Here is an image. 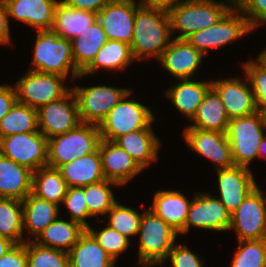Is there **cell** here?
<instances>
[{
	"instance_id": "obj_37",
	"label": "cell",
	"mask_w": 266,
	"mask_h": 267,
	"mask_svg": "<svg viewBox=\"0 0 266 267\" xmlns=\"http://www.w3.org/2000/svg\"><path fill=\"white\" fill-rule=\"evenodd\" d=\"M111 185L119 186L117 183L105 179L84 187L87 210L92 217L106 216L107 212L117 202L113 191L110 189Z\"/></svg>"
},
{
	"instance_id": "obj_38",
	"label": "cell",
	"mask_w": 266,
	"mask_h": 267,
	"mask_svg": "<svg viewBox=\"0 0 266 267\" xmlns=\"http://www.w3.org/2000/svg\"><path fill=\"white\" fill-rule=\"evenodd\" d=\"M25 246L27 267H70L65 251L42 246L34 240L25 241Z\"/></svg>"
},
{
	"instance_id": "obj_53",
	"label": "cell",
	"mask_w": 266,
	"mask_h": 267,
	"mask_svg": "<svg viewBox=\"0 0 266 267\" xmlns=\"http://www.w3.org/2000/svg\"><path fill=\"white\" fill-rule=\"evenodd\" d=\"M257 59L265 66L266 68V48L263 49L259 55L257 56Z\"/></svg>"
},
{
	"instance_id": "obj_24",
	"label": "cell",
	"mask_w": 266,
	"mask_h": 267,
	"mask_svg": "<svg viewBox=\"0 0 266 267\" xmlns=\"http://www.w3.org/2000/svg\"><path fill=\"white\" fill-rule=\"evenodd\" d=\"M96 20V13L72 8L60 0L55 8L51 31L61 38L72 41L79 35L85 36L89 26Z\"/></svg>"
},
{
	"instance_id": "obj_30",
	"label": "cell",
	"mask_w": 266,
	"mask_h": 267,
	"mask_svg": "<svg viewBox=\"0 0 266 267\" xmlns=\"http://www.w3.org/2000/svg\"><path fill=\"white\" fill-rule=\"evenodd\" d=\"M23 226L35 240L38 235L58 218L60 205L41 199L32 192L23 200Z\"/></svg>"
},
{
	"instance_id": "obj_41",
	"label": "cell",
	"mask_w": 266,
	"mask_h": 267,
	"mask_svg": "<svg viewBox=\"0 0 266 267\" xmlns=\"http://www.w3.org/2000/svg\"><path fill=\"white\" fill-rule=\"evenodd\" d=\"M245 76L251 85L254 101L258 110L266 109V68L256 58L243 63Z\"/></svg>"
},
{
	"instance_id": "obj_36",
	"label": "cell",
	"mask_w": 266,
	"mask_h": 267,
	"mask_svg": "<svg viewBox=\"0 0 266 267\" xmlns=\"http://www.w3.org/2000/svg\"><path fill=\"white\" fill-rule=\"evenodd\" d=\"M39 131L37 109L18 101L0 121V139L2 137Z\"/></svg>"
},
{
	"instance_id": "obj_22",
	"label": "cell",
	"mask_w": 266,
	"mask_h": 267,
	"mask_svg": "<svg viewBox=\"0 0 266 267\" xmlns=\"http://www.w3.org/2000/svg\"><path fill=\"white\" fill-rule=\"evenodd\" d=\"M156 136L151 123L145 129L121 135L113 142L123 148L137 165L142 170H145V168L158 160L161 141Z\"/></svg>"
},
{
	"instance_id": "obj_4",
	"label": "cell",
	"mask_w": 266,
	"mask_h": 267,
	"mask_svg": "<svg viewBox=\"0 0 266 267\" xmlns=\"http://www.w3.org/2000/svg\"><path fill=\"white\" fill-rule=\"evenodd\" d=\"M34 48L31 71L56 74L65 78L71 76L72 80L81 74L74 63L70 40L57 36L51 30L37 31Z\"/></svg>"
},
{
	"instance_id": "obj_51",
	"label": "cell",
	"mask_w": 266,
	"mask_h": 267,
	"mask_svg": "<svg viewBox=\"0 0 266 267\" xmlns=\"http://www.w3.org/2000/svg\"><path fill=\"white\" fill-rule=\"evenodd\" d=\"M15 243L7 238L0 237V257L10 250Z\"/></svg>"
},
{
	"instance_id": "obj_32",
	"label": "cell",
	"mask_w": 266,
	"mask_h": 267,
	"mask_svg": "<svg viewBox=\"0 0 266 267\" xmlns=\"http://www.w3.org/2000/svg\"><path fill=\"white\" fill-rule=\"evenodd\" d=\"M70 267H115L116 262L86 230L68 252Z\"/></svg>"
},
{
	"instance_id": "obj_13",
	"label": "cell",
	"mask_w": 266,
	"mask_h": 267,
	"mask_svg": "<svg viewBox=\"0 0 266 267\" xmlns=\"http://www.w3.org/2000/svg\"><path fill=\"white\" fill-rule=\"evenodd\" d=\"M39 131L47 138L73 130L80 123L78 103L72 89L60 99L37 109Z\"/></svg>"
},
{
	"instance_id": "obj_7",
	"label": "cell",
	"mask_w": 266,
	"mask_h": 267,
	"mask_svg": "<svg viewBox=\"0 0 266 267\" xmlns=\"http://www.w3.org/2000/svg\"><path fill=\"white\" fill-rule=\"evenodd\" d=\"M132 92H128L99 125L101 139L114 141L121 135L145 129L154 122L155 116L150 108L129 99Z\"/></svg>"
},
{
	"instance_id": "obj_14",
	"label": "cell",
	"mask_w": 266,
	"mask_h": 267,
	"mask_svg": "<svg viewBox=\"0 0 266 267\" xmlns=\"http://www.w3.org/2000/svg\"><path fill=\"white\" fill-rule=\"evenodd\" d=\"M183 138L187 146L198 155L210 160L216 170L234 166L230 142L226 133L185 127Z\"/></svg>"
},
{
	"instance_id": "obj_26",
	"label": "cell",
	"mask_w": 266,
	"mask_h": 267,
	"mask_svg": "<svg viewBox=\"0 0 266 267\" xmlns=\"http://www.w3.org/2000/svg\"><path fill=\"white\" fill-rule=\"evenodd\" d=\"M33 172L0 153V197L23 200L32 192Z\"/></svg>"
},
{
	"instance_id": "obj_49",
	"label": "cell",
	"mask_w": 266,
	"mask_h": 267,
	"mask_svg": "<svg viewBox=\"0 0 266 267\" xmlns=\"http://www.w3.org/2000/svg\"><path fill=\"white\" fill-rule=\"evenodd\" d=\"M9 17L5 0H0V45L11 44Z\"/></svg>"
},
{
	"instance_id": "obj_16",
	"label": "cell",
	"mask_w": 266,
	"mask_h": 267,
	"mask_svg": "<svg viewBox=\"0 0 266 267\" xmlns=\"http://www.w3.org/2000/svg\"><path fill=\"white\" fill-rule=\"evenodd\" d=\"M140 0H113L98 13L97 19L108 40H118L131 45L134 36L136 7Z\"/></svg>"
},
{
	"instance_id": "obj_48",
	"label": "cell",
	"mask_w": 266,
	"mask_h": 267,
	"mask_svg": "<svg viewBox=\"0 0 266 267\" xmlns=\"http://www.w3.org/2000/svg\"><path fill=\"white\" fill-rule=\"evenodd\" d=\"M75 9L98 13L106 4L113 0H62Z\"/></svg>"
},
{
	"instance_id": "obj_47",
	"label": "cell",
	"mask_w": 266,
	"mask_h": 267,
	"mask_svg": "<svg viewBox=\"0 0 266 267\" xmlns=\"http://www.w3.org/2000/svg\"><path fill=\"white\" fill-rule=\"evenodd\" d=\"M17 101L14 85H0V121Z\"/></svg>"
},
{
	"instance_id": "obj_20",
	"label": "cell",
	"mask_w": 266,
	"mask_h": 267,
	"mask_svg": "<svg viewBox=\"0 0 266 267\" xmlns=\"http://www.w3.org/2000/svg\"><path fill=\"white\" fill-rule=\"evenodd\" d=\"M98 149L106 180L124 186L142 172L133 158L113 141L101 139Z\"/></svg>"
},
{
	"instance_id": "obj_23",
	"label": "cell",
	"mask_w": 266,
	"mask_h": 267,
	"mask_svg": "<svg viewBox=\"0 0 266 267\" xmlns=\"http://www.w3.org/2000/svg\"><path fill=\"white\" fill-rule=\"evenodd\" d=\"M153 198L148 209L168 223L179 235H185V224L192 200L187 199L178 190H159L154 193Z\"/></svg>"
},
{
	"instance_id": "obj_8",
	"label": "cell",
	"mask_w": 266,
	"mask_h": 267,
	"mask_svg": "<svg viewBox=\"0 0 266 267\" xmlns=\"http://www.w3.org/2000/svg\"><path fill=\"white\" fill-rule=\"evenodd\" d=\"M251 32L246 17L233 5L216 24L192 33L186 40L206 55L210 49L224 47Z\"/></svg>"
},
{
	"instance_id": "obj_9",
	"label": "cell",
	"mask_w": 266,
	"mask_h": 267,
	"mask_svg": "<svg viewBox=\"0 0 266 267\" xmlns=\"http://www.w3.org/2000/svg\"><path fill=\"white\" fill-rule=\"evenodd\" d=\"M66 78L56 74L41 73L28 69L14 85L17 101L38 109L60 99L71 88L65 87Z\"/></svg>"
},
{
	"instance_id": "obj_2",
	"label": "cell",
	"mask_w": 266,
	"mask_h": 267,
	"mask_svg": "<svg viewBox=\"0 0 266 267\" xmlns=\"http://www.w3.org/2000/svg\"><path fill=\"white\" fill-rule=\"evenodd\" d=\"M234 5L231 0H184L168 10L171 33L180 31L175 39H186L192 33L216 24Z\"/></svg>"
},
{
	"instance_id": "obj_10",
	"label": "cell",
	"mask_w": 266,
	"mask_h": 267,
	"mask_svg": "<svg viewBox=\"0 0 266 267\" xmlns=\"http://www.w3.org/2000/svg\"><path fill=\"white\" fill-rule=\"evenodd\" d=\"M77 103L81 123L100 125L120 100L131 91L107 85L71 87Z\"/></svg>"
},
{
	"instance_id": "obj_33",
	"label": "cell",
	"mask_w": 266,
	"mask_h": 267,
	"mask_svg": "<svg viewBox=\"0 0 266 267\" xmlns=\"http://www.w3.org/2000/svg\"><path fill=\"white\" fill-rule=\"evenodd\" d=\"M106 33L98 19L89 26L85 36L79 35L72 42V54L77 70L82 73L94 60L107 41Z\"/></svg>"
},
{
	"instance_id": "obj_12",
	"label": "cell",
	"mask_w": 266,
	"mask_h": 267,
	"mask_svg": "<svg viewBox=\"0 0 266 267\" xmlns=\"http://www.w3.org/2000/svg\"><path fill=\"white\" fill-rule=\"evenodd\" d=\"M229 230L237 233L238 241L266 238V198L258 184L231 214Z\"/></svg>"
},
{
	"instance_id": "obj_44",
	"label": "cell",
	"mask_w": 266,
	"mask_h": 267,
	"mask_svg": "<svg viewBox=\"0 0 266 267\" xmlns=\"http://www.w3.org/2000/svg\"><path fill=\"white\" fill-rule=\"evenodd\" d=\"M243 13L252 31L266 24V0H231Z\"/></svg>"
},
{
	"instance_id": "obj_3",
	"label": "cell",
	"mask_w": 266,
	"mask_h": 267,
	"mask_svg": "<svg viewBox=\"0 0 266 267\" xmlns=\"http://www.w3.org/2000/svg\"><path fill=\"white\" fill-rule=\"evenodd\" d=\"M146 210L143 212L137 234V264L140 267L160 266L176 243L179 233L151 210Z\"/></svg>"
},
{
	"instance_id": "obj_42",
	"label": "cell",
	"mask_w": 266,
	"mask_h": 267,
	"mask_svg": "<svg viewBox=\"0 0 266 267\" xmlns=\"http://www.w3.org/2000/svg\"><path fill=\"white\" fill-rule=\"evenodd\" d=\"M93 227H88L86 230L95 238L98 244L113 258L116 262L119 255L128 250L130 239L121 235L118 231L111 228L109 225L95 231Z\"/></svg>"
},
{
	"instance_id": "obj_27",
	"label": "cell",
	"mask_w": 266,
	"mask_h": 267,
	"mask_svg": "<svg viewBox=\"0 0 266 267\" xmlns=\"http://www.w3.org/2000/svg\"><path fill=\"white\" fill-rule=\"evenodd\" d=\"M211 86V80L202 82L196 81V78L182 79L166 90V96L175 108L191 121Z\"/></svg>"
},
{
	"instance_id": "obj_11",
	"label": "cell",
	"mask_w": 266,
	"mask_h": 267,
	"mask_svg": "<svg viewBox=\"0 0 266 267\" xmlns=\"http://www.w3.org/2000/svg\"><path fill=\"white\" fill-rule=\"evenodd\" d=\"M47 148L48 139L40 131L0 139V153L32 172L47 166Z\"/></svg>"
},
{
	"instance_id": "obj_25",
	"label": "cell",
	"mask_w": 266,
	"mask_h": 267,
	"mask_svg": "<svg viewBox=\"0 0 266 267\" xmlns=\"http://www.w3.org/2000/svg\"><path fill=\"white\" fill-rule=\"evenodd\" d=\"M58 170L68 187H85L105 180L99 149L61 165Z\"/></svg>"
},
{
	"instance_id": "obj_6",
	"label": "cell",
	"mask_w": 266,
	"mask_h": 267,
	"mask_svg": "<svg viewBox=\"0 0 266 267\" xmlns=\"http://www.w3.org/2000/svg\"><path fill=\"white\" fill-rule=\"evenodd\" d=\"M265 129L266 117L261 110L229 120L226 135L230 142L234 166L250 168L252 161L258 158V148Z\"/></svg>"
},
{
	"instance_id": "obj_31",
	"label": "cell",
	"mask_w": 266,
	"mask_h": 267,
	"mask_svg": "<svg viewBox=\"0 0 266 267\" xmlns=\"http://www.w3.org/2000/svg\"><path fill=\"white\" fill-rule=\"evenodd\" d=\"M69 221L58 217L34 241L42 246L68 253L86 231V228L80 223L73 220Z\"/></svg>"
},
{
	"instance_id": "obj_52",
	"label": "cell",
	"mask_w": 266,
	"mask_h": 267,
	"mask_svg": "<svg viewBox=\"0 0 266 267\" xmlns=\"http://www.w3.org/2000/svg\"><path fill=\"white\" fill-rule=\"evenodd\" d=\"M266 134H264L258 148V158L266 159Z\"/></svg>"
},
{
	"instance_id": "obj_29",
	"label": "cell",
	"mask_w": 266,
	"mask_h": 267,
	"mask_svg": "<svg viewBox=\"0 0 266 267\" xmlns=\"http://www.w3.org/2000/svg\"><path fill=\"white\" fill-rule=\"evenodd\" d=\"M134 61L131 45L118 40H107L93 62L76 79L95 74L99 68L110 72L125 70Z\"/></svg>"
},
{
	"instance_id": "obj_45",
	"label": "cell",
	"mask_w": 266,
	"mask_h": 267,
	"mask_svg": "<svg viewBox=\"0 0 266 267\" xmlns=\"http://www.w3.org/2000/svg\"><path fill=\"white\" fill-rule=\"evenodd\" d=\"M171 261V267H203L204 260L184 244L175 243L165 261Z\"/></svg>"
},
{
	"instance_id": "obj_34",
	"label": "cell",
	"mask_w": 266,
	"mask_h": 267,
	"mask_svg": "<svg viewBox=\"0 0 266 267\" xmlns=\"http://www.w3.org/2000/svg\"><path fill=\"white\" fill-rule=\"evenodd\" d=\"M67 189L58 169L46 166L33 172L32 193L37 197L60 205Z\"/></svg>"
},
{
	"instance_id": "obj_39",
	"label": "cell",
	"mask_w": 266,
	"mask_h": 267,
	"mask_svg": "<svg viewBox=\"0 0 266 267\" xmlns=\"http://www.w3.org/2000/svg\"><path fill=\"white\" fill-rule=\"evenodd\" d=\"M109 215V216H107ZM143 213L116 202L107 212L108 225L128 239L137 236Z\"/></svg>"
},
{
	"instance_id": "obj_43",
	"label": "cell",
	"mask_w": 266,
	"mask_h": 267,
	"mask_svg": "<svg viewBox=\"0 0 266 267\" xmlns=\"http://www.w3.org/2000/svg\"><path fill=\"white\" fill-rule=\"evenodd\" d=\"M62 203L69 211L70 220L80 223L86 229L90 226L86 220L92 216L87 210L84 187H68Z\"/></svg>"
},
{
	"instance_id": "obj_50",
	"label": "cell",
	"mask_w": 266,
	"mask_h": 267,
	"mask_svg": "<svg viewBox=\"0 0 266 267\" xmlns=\"http://www.w3.org/2000/svg\"><path fill=\"white\" fill-rule=\"evenodd\" d=\"M184 0H140L141 4L148 7L161 8L169 10L171 7L177 6Z\"/></svg>"
},
{
	"instance_id": "obj_28",
	"label": "cell",
	"mask_w": 266,
	"mask_h": 267,
	"mask_svg": "<svg viewBox=\"0 0 266 267\" xmlns=\"http://www.w3.org/2000/svg\"><path fill=\"white\" fill-rule=\"evenodd\" d=\"M191 122L193 123L186 127L221 133L227 132L229 117L220 95L212 86L206 92Z\"/></svg>"
},
{
	"instance_id": "obj_5",
	"label": "cell",
	"mask_w": 266,
	"mask_h": 267,
	"mask_svg": "<svg viewBox=\"0 0 266 267\" xmlns=\"http://www.w3.org/2000/svg\"><path fill=\"white\" fill-rule=\"evenodd\" d=\"M100 141L99 126L88 123H80L73 130L50 137L47 166L58 169L65 163L89 155L98 149Z\"/></svg>"
},
{
	"instance_id": "obj_1",
	"label": "cell",
	"mask_w": 266,
	"mask_h": 267,
	"mask_svg": "<svg viewBox=\"0 0 266 267\" xmlns=\"http://www.w3.org/2000/svg\"><path fill=\"white\" fill-rule=\"evenodd\" d=\"M131 50L135 61L160 59L171 42V21L168 10L140 4L136 7Z\"/></svg>"
},
{
	"instance_id": "obj_17",
	"label": "cell",
	"mask_w": 266,
	"mask_h": 267,
	"mask_svg": "<svg viewBox=\"0 0 266 267\" xmlns=\"http://www.w3.org/2000/svg\"><path fill=\"white\" fill-rule=\"evenodd\" d=\"M218 198L232 214L244 201L247 195L252 192L257 183L250 168L233 166L228 169L217 170Z\"/></svg>"
},
{
	"instance_id": "obj_46",
	"label": "cell",
	"mask_w": 266,
	"mask_h": 267,
	"mask_svg": "<svg viewBox=\"0 0 266 267\" xmlns=\"http://www.w3.org/2000/svg\"><path fill=\"white\" fill-rule=\"evenodd\" d=\"M0 267H27V253L24 243L15 244L0 257Z\"/></svg>"
},
{
	"instance_id": "obj_35",
	"label": "cell",
	"mask_w": 266,
	"mask_h": 267,
	"mask_svg": "<svg viewBox=\"0 0 266 267\" xmlns=\"http://www.w3.org/2000/svg\"><path fill=\"white\" fill-rule=\"evenodd\" d=\"M23 204L21 200L0 197V237L15 244L24 243Z\"/></svg>"
},
{
	"instance_id": "obj_19",
	"label": "cell",
	"mask_w": 266,
	"mask_h": 267,
	"mask_svg": "<svg viewBox=\"0 0 266 267\" xmlns=\"http://www.w3.org/2000/svg\"><path fill=\"white\" fill-rule=\"evenodd\" d=\"M239 79L226 78L222 80H211L212 87L221 97L229 120L248 116L258 111L248 78L246 77L243 80H247L246 82H242Z\"/></svg>"
},
{
	"instance_id": "obj_18",
	"label": "cell",
	"mask_w": 266,
	"mask_h": 267,
	"mask_svg": "<svg viewBox=\"0 0 266 267\" xmlns=\"http://www.w3.org/2000/svg\"><path fill=\"white\" fill-rule=\"evenodd\" d=\"M203 59L204 55L186 39L173 38L158 62L172 76L182 80L193 79Z\"/></svg>"
},
{
	"instance_id": "obj_15",
	"label": "cell",
	"mask_w": 266,
	"mask_h": 267,
	"mask_svg": "<svg viewBox=\"0 0 266 267\" xmlns=\"http://www.w3.org/2000/svg\"><path fill=\"white\" fill-rule=\"evenodd\" d=\"M188 210L185 224V235L196 227L200 229L227 231L231 224V214L217 198L208 193H196Z\"/></svg>"
},
{
	"instance_id": "obj_21",
	"label": "cell",
	"mask_w": 266,
	"mask_h": 267,
	"mask_svg": "<svg viewBox=\"0 0 266 267\" xmlns=\"http://www.w3.org/2000/svg\"><path fill=\"white\" fill-rule=\"evenodd\" d=\"M8 17L37 29L50 31L58 0H5Z\"/></svg>"
},
{
	"instance_id": "obj_40",
	"label": "cell",
	"mask_w": 266,
	"mask_h": 267,
	"mask_svg": "<svg viewBox=\"0 0 266 267\" xmlns=\"http://www.w3.org/2000/svg\"><path fill=\"white\" fill-rule=\"evenodd\" d=\"M238 250L231 260V267H266V238L240 240Z\"/></svg>"
}]
</instances>
